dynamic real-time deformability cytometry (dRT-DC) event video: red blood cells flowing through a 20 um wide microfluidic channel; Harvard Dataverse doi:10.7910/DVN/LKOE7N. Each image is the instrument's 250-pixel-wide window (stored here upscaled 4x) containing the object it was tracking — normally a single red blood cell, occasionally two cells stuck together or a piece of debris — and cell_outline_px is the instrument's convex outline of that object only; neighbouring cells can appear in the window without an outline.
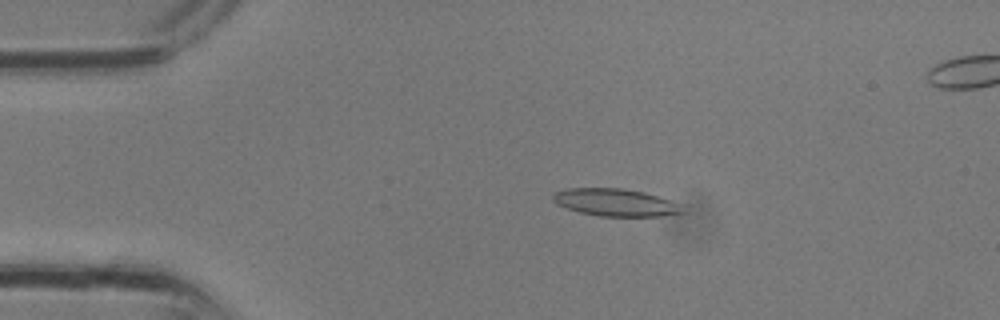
{"species": "common noctule bat (a hibernating species)", "species_latin": "Nyctalus noctula", "temperature_condition": "room temperature", "stored_images_in_passage": 28, "segment_of_instrument_passage": [1, 2], "camera_frame_rate_fps": 3000, "um_per_image_px": 0.085, "animal": {"sex": "male", "body_mass_g": 13.3}, "frame": {"image": 1, "passage_image": 1, "time_ms": 0.0, "image_size_px": [1000, 320], "cell_outline_px": [[688, 212], [660, 216], [600, 216], [580, 212], [556, 204], [552, 200], [552, 196], [556, 192], [568, 188], [620, 188], [644, 192], [680, 204]], "centroid_in_image_um": [52.33, 17.21], "position_along_channel_um": 32.7, "area_um2": 20.58}}
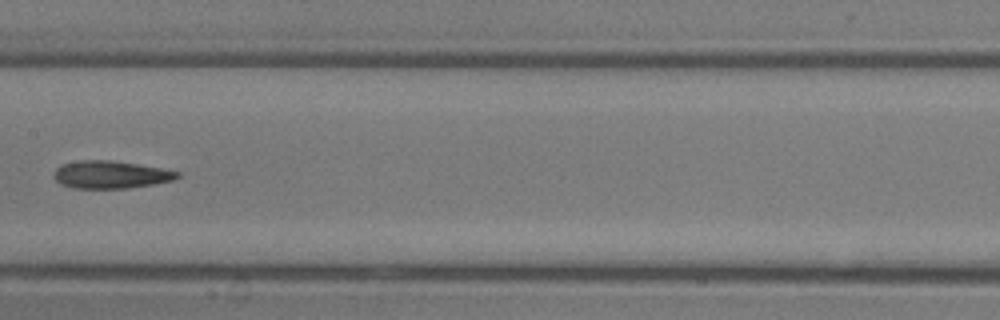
{"frame": {"image": 2, "passage_image": 11, "time_ms": 3.333, "image_size_px": [1000, 320], "cell_outline_px": [[180, 176], [172, 180], [152, 184], [128, 188], [72, 188], [60, 184], [52, 176], [56, 168], [60, 164], [80, 160], [108, 160], [136, 164], [160, 168], [180, 172]], "centroid_in_image_um": [9.34, 14.84], "position_along_channel_um": 198.1, "area_um2": 19.77}}
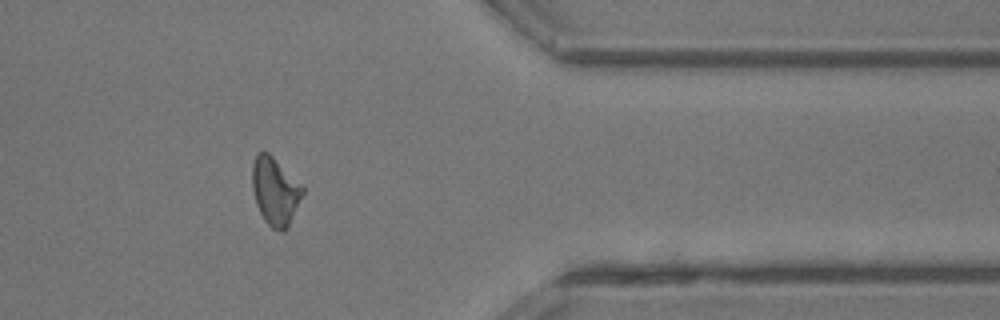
{"frame": {"image": 3, "passage_image": 21, "time_ms": 6.667, "image_size_px": [1000, 320], "cell_outline_px": [[304, 192], [288, 228], [284, 232], [280, 232], [272, 228], [264, 220], [256, 204], [252, 188], [252, 164], [256, 152], [268, 152], [304, 188]], "centroid_in_image_um": [23.37, 16.28], "position_along_channel_um": 388.0, "area_um2": 19.83}}